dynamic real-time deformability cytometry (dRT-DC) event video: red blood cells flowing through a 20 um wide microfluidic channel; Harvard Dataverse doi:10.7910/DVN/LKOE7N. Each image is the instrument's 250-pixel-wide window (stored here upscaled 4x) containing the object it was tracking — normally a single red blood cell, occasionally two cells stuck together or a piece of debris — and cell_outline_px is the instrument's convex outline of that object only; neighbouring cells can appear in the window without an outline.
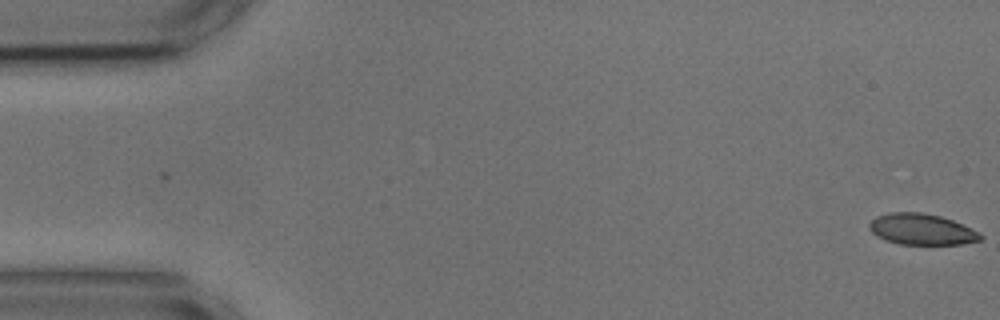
{"species": "common noctule bat (a hibernating species)", "species_latin": "Nyctalus noctula", "temperature_condition": "cold", "stored_images_in_passage": 14, "camera_frame_rate_fps": 3000, "um_per_image_px": 0.085, "animal": {"sex": "male", "body_mass_g": 17.9, "forearm_length_mm": 54.2}, "frame": {"image": 1, "passage_image": 1, "time_ms": 0.0, "image_size_px": [1000, 320], "cell_outline_px": [[984, 236], [980, 240], [964, 244], [900, 244], [884, 240], [876, 236], [868, 228], [868, 224], [876, 216], [888, 212], [920, 212], [940, 216], [952, 220], [980, 232]], "centroid_in_image_um": [78.32, 19.49], "position_along_channel_um": 6.7, "area_um2": 20.23}}
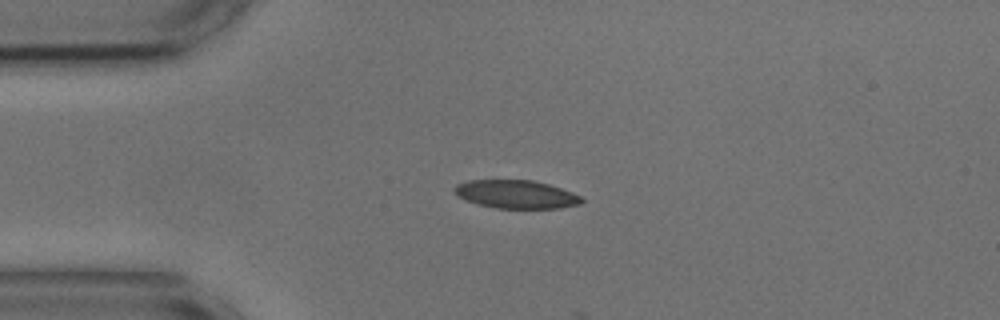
{"frame": {"image": 2, "passage_image": 13, "time_ms": 4.0, "image_size_px": [1000, 320], "cell_outline_px": [[584, 200], [580, 204], [560, 208], [496, 208], [480, 204], [468, 200], [460, 196], [452, 188], [456, 184], [468, 180], [532, 180], [548, 184], [572, 192], [580, 196]], "centroid_in_image_um": [43.89, 16.51], "position_along_channel_um": 41.1, "area_um2": 20.69}}